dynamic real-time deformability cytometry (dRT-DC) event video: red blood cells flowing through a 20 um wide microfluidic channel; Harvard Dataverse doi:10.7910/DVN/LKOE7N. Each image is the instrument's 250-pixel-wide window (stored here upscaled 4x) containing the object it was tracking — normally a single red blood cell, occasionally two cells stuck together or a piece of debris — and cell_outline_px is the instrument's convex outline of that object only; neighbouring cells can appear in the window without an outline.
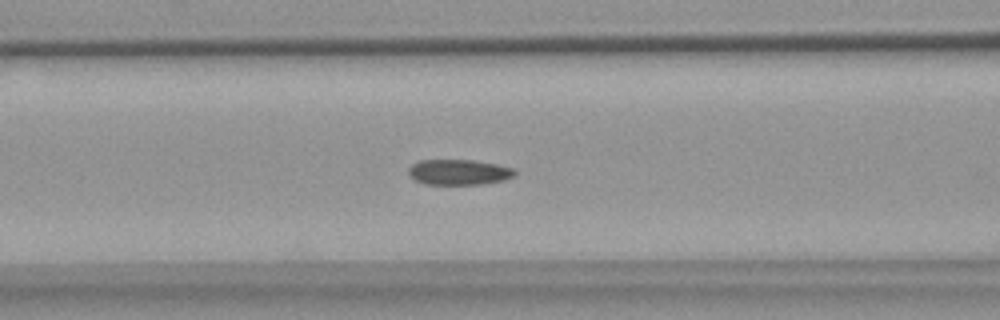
{"species": "common noctule bat (a hibernating species)", "species_latin": "Nyctalus noctula", "temperature_condition": "warm", "stored_images_in_passage": 55, "camera_frame_rate_fps": 3000, "um_per_image_px": 0.085, "animal": {"sex": "female", "body_mass_g": 18.4}, "frame": {"image": 1, "passage_image": 22, "time_ms": 7.0, "image_size_px": [1000, 320], "cell_outline_px": [[516, 172], [512, 176], [504, 180], [484, 184], [424, 184], [408, 176], [408, 168], [412, 164], [420, 160], [472, 160], [496, 164], [512, 168]], "centroid_in_image_um": [38.96, 14.63], "position_along_channel_um": 127.6, "area_um2": 15.72}}
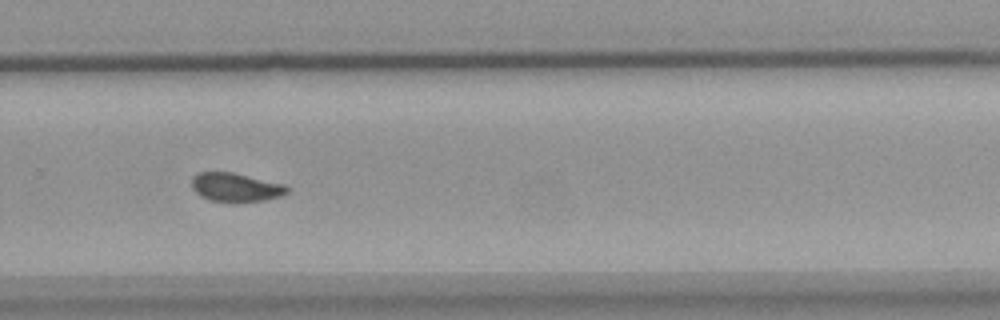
{"frame": {"image": 2, "passage_image": 37, "time_ms": 12.0, "image_size_px": [1000, 320], "cell_outline_px": [[288, 192], [280, 196], [264, 200], [232, 204], [212, 200], [200, 196], [192, 188], [192, 176], [200, 172], [232, 172], [284, 184], [288, 188]], "centroid_in_image_um": [20.02, 15.94], "position_along_channel_um": 309.8, "area_um2": 16.18}}
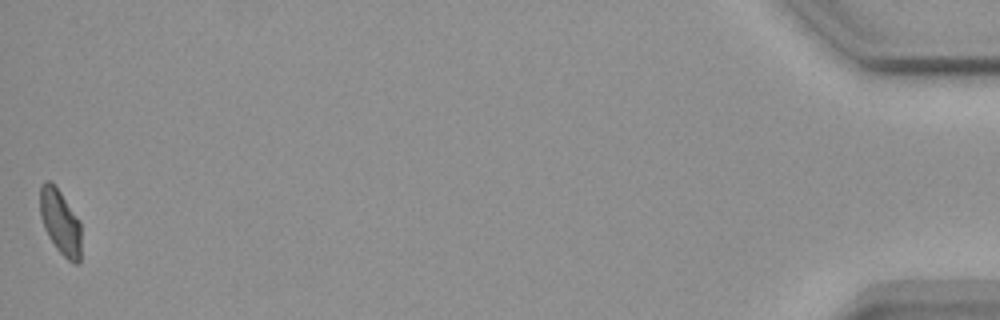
{"frame": {"image": 3, "passage_image": 55, "time_ms": 18.0, "image_size_px": [1000, 320], "cell_outline_px": [[80, 264], [72, 264], [56, 248], [48, 236], [44, 228], [40, 216], [40, 184], [44, 180], [48, 180], [60, 192], [80, 220]], "centroid_in_image_um": [5.12, 18.89], "position_along_channel_um": 430.1, "area_um2": 15.61}, "authors_computed_cell_mechanics": {"area_um2": 16.2996, "velocity_mm_per_s": 3.6584, "shape_relaxation_time_tau1_ms": null, "shape_relaxation_time_tau2_ms": 1.8345, "deformation_change_tau1": null, "deformation_change_tau2": 0.0591}}